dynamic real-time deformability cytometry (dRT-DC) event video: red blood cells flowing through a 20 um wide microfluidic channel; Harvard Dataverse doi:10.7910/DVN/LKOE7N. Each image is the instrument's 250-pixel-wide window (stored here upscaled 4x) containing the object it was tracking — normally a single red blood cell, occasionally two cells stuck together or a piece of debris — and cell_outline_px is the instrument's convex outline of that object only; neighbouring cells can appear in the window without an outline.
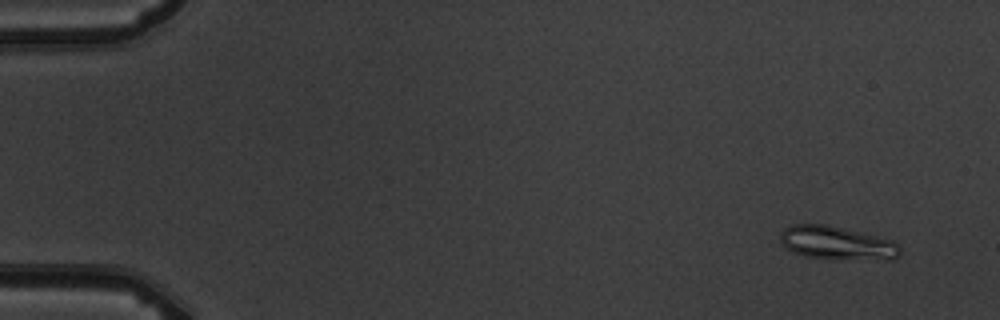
{"species": "common noctule bat (a hibernating species)", "species_latin": "Nyctalus noctula", "temperature_condition": "warm", "stored_images_in_passage": 6, "camera_frame_rate_fps": 3000, "um_per_image_px": 0.085, "animal": {"sex": "male", "body_mass_g": 19.5, "forearm_length_mm": 54.6}, "frame": {"image": 1, "passage_image": 1, "time_ms": 0.0, "image_size_px": [1000, 320], "cell_outline_px": [[900, 256], [892, 260], [828, 260], [804, 256], [792, 252], [780, 244], [780, 232], [784, 228], [792, 224], [828, 224], [896, 240], [900, 248]], "centroid_in_image_um": [71.17, 20.68], "position_along_channel_um": 13.8, "area_um2": 24.39}}
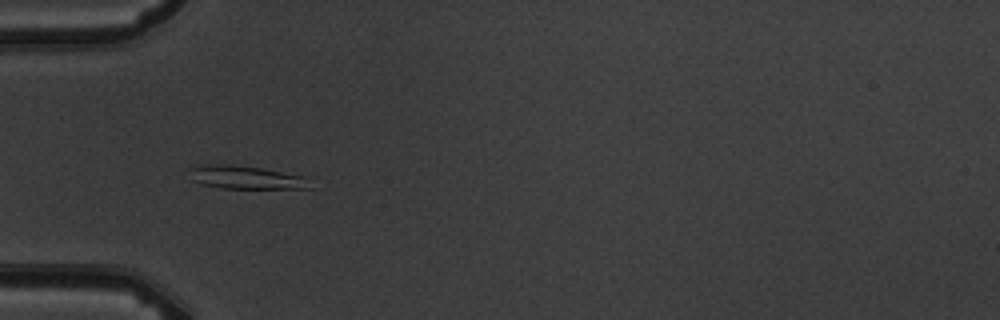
{"frame": {"image": 2, "passage_image": 5, "time_ms": 4.667, "image_size_px": [1000, 320], "cell_outline_px": [[312, 188], [220, 188], [200, 184], [192, 180], [192, 168], [204, 164], [228, 164], [260, 168], [308, 176]], "centroid_in_image_um": [20.97, 15.08], "position_along_channel_um": 64.0, "area_um2": 16.24}}
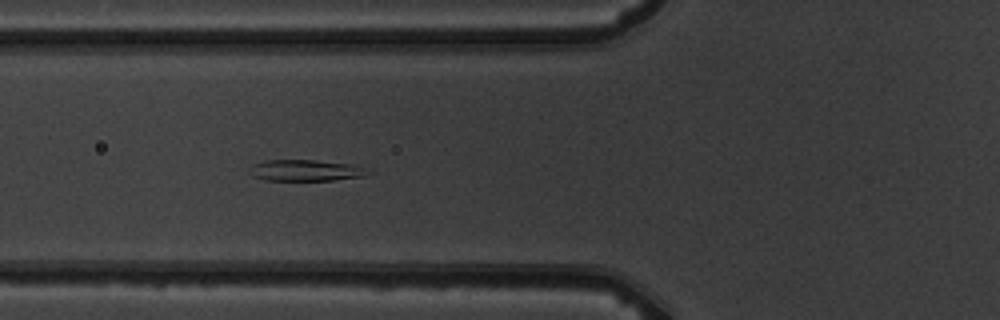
{"frame": {"image": 3, "passage_image": 6, "time_ms": 5.667, "image_size_px": [1000, 320], "cell_outline_px": [[372, 172], [364, 176], [332, 180], [268, 180], [252, 176], [248, 172], [252, 164], [264, 160], [316, 160], [348, 164], [364, 168]], "centroid_in_image_um": [25.92, 14.48], "position_along_channel_um": 99.9, "area_um2": 14.57}}